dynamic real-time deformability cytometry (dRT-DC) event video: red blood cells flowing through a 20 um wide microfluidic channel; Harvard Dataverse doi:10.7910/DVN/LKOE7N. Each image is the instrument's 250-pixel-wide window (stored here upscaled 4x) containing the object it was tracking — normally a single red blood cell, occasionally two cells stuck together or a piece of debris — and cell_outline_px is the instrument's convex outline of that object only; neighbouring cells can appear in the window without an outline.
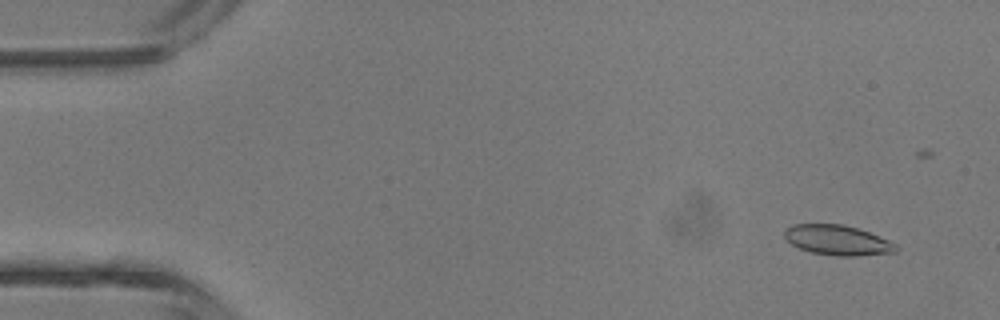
{"species": "common noctule bat (a hibernating species)", "species_latin": "Nyctalus noctula", "temperature_condition": "room temperature", "stored_images_in_passage": 39, "camera_frame_rate_fps": 3000, "um_per_image_px": 0.085, "animal": {"sex": "male", "body_mass_g": 13.3}, "frame": {"image": 1, "passage_image": 3, "time_ms": 0.667, "image_size_px": [1000, 320], "cell_outline_px": [[896, 252], [856, 256], [836, 256], [812, 252], [800, 248], [792, 244], [784, 236], [784, 228], [792, 224], [844, 224], [868, 232], [888, 240], [896, 244]], "centroid_in_image_um": [71.16, 20.41], "position_along_channel_um": 13.8, "area_um2": 19.36}}
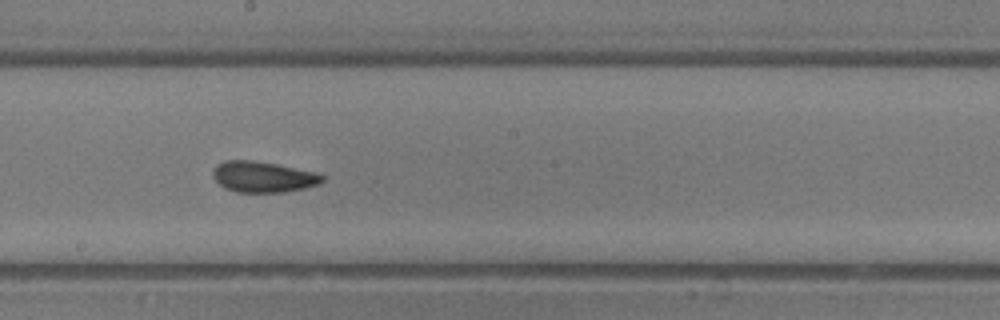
{"frame": {"image": 2, "passage_image": 24, "time_ms": 7.667, "image_size_px": [1000, 320], "cell_outline_px": [[324, 180], [320, 184], [304, 188], [284, 192], [236, 192], [224, 188], [212, 176], [212, 172], [216, 164], [224, 160], [252, 160], [276, 164], [316, 172], [324, 176]], "centroid_in_image_um": [22.35, 15.03], "position_along_channel_um": 225.9, "area_um2": 19.77}}
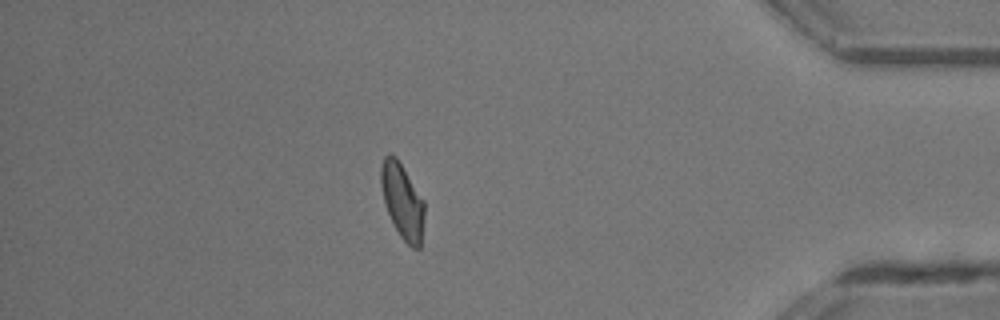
{"frame": {"image": 3, "passage_image": 38, "time_ms": 12.333, "image_size_px": [1000, 320], "cell_outline_px": [[424, 216], [420, 248], [412, 248], [400, 236], [388, 212], [384, 200], [380, 184], [380, 168], [384, 156], [396, 156], [424, 200]], "centroid_in_image_um": [34.2, 17.08], "position_along_channel_um": 401.0, "area_um2": 18.73}}